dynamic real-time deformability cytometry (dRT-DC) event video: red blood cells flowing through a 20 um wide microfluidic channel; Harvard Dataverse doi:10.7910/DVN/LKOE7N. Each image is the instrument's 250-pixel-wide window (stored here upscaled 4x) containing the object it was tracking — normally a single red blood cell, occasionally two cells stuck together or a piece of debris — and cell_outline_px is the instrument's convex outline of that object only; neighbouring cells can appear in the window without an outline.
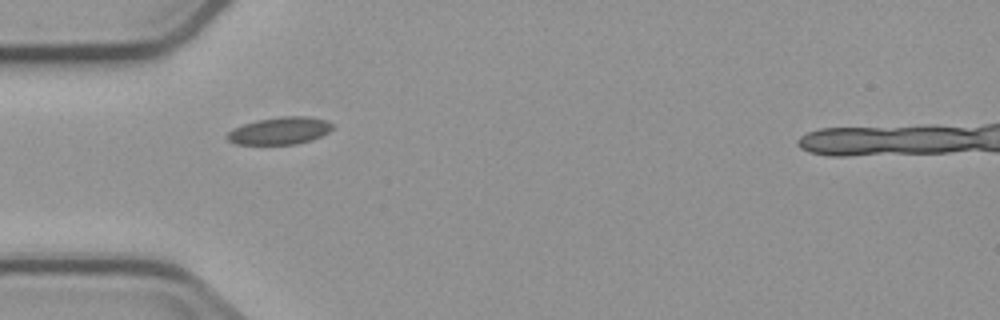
{"species": "common noctule bat (a hibernating species)", "species_latin": "Nyctalus noctula", "temperature_condition": "cold", "stored_images_in_passage": 3, "camera_frame_rate_fps": 3000, "um_per_image_px": 0.085, "animal": {"sex": "male", "body_mass_g": 23.1, "forearm_length_mm": 52.7}, "frame": {"image": 1, "passage_image": 1, "time_ms": 0.0, "image_size_px": [1000, 320], "cell_outline_px": [[332, 128], [328, 132], [312, 140], [296, 144], [236, 144], [228, 140], [224, 136], [232, 128], [256, 120], [280, 116], [308, 116], [328, 120], [332, 124]], "centroid_in_image_um": [23.76, 11.1], "position_along_channel_um": 61.2, "area_um2": 16.88}}
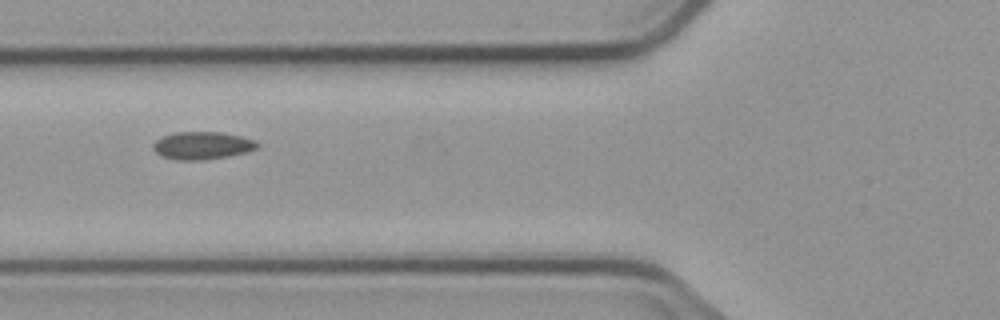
{"frame": {"image": 2, "passage_image": 2, "time_ms": 1.333, "image_size_px": [1000, 320], "cell_outline_px": [[260, 148], [248, 152], [228, 156], [200, 160], [176, 160], [164, 156], [156, 152], [152, 148], [152, 144], [156, 140], [164, 136], [176, 132], [220, 132], [240, 136], [256, 140], [260, 144]], "centroid_in_image_um": [17.24, 12.37], "position_along_channel_um": 108.6, "area_um2": 16.82}}
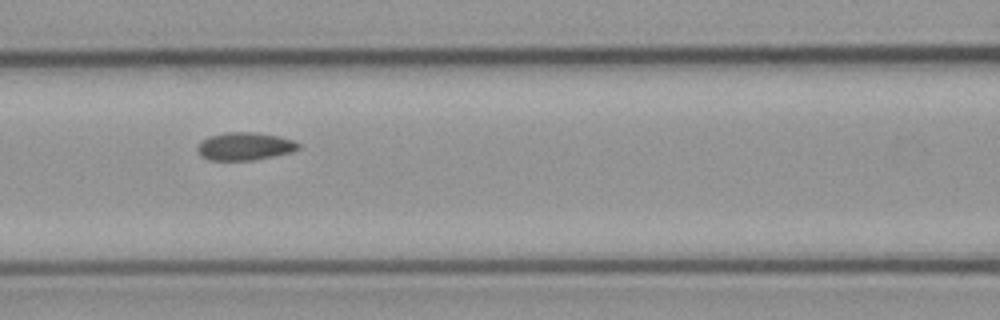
{"frame": {"image": 3, "passage_image": 3, "time_ms": 2.333, "image_size_px": [1000, 320], "cell_outline_px": [[300, 148], [292, 152], [252, 160], [208, 160], [200, 156], [196, 148], [208, 136], [224, 132], [252, 132], [280, 136], [292, 140], [300, 144]], "centroid_in_image_um": [20.8, 12.43], "position_along_channel_um": 145.8, "area_um2": 16.36}}